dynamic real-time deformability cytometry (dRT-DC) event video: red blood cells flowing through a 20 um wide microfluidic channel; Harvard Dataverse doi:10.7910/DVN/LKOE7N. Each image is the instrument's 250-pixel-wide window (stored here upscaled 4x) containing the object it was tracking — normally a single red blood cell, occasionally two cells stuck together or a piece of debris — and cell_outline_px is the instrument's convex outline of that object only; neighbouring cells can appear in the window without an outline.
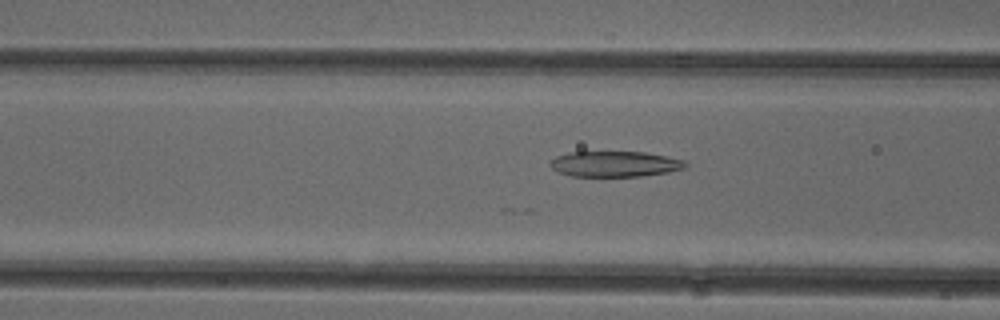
{"species": "common noctule bat (a hibernating species)", "species_latin": "Nyctalus noctula", "temperature_condition": "cold", "stored_images_in_passage": 46, "camera_frame_rate_fps": 3000, "um_per_image_px": 0.085, "animal": {"sex": "female"}, "frame": {"image": 1, "passage_image": 14, "time_ms": 4.333, "image_size_px": [1000, 320], "cell_outline_px": [[688, 164], [684, 168], [668, 172], [640, 176], [572, 176], [560, 172], [552, 168], [548, 164], [548, 160], [556, 156], [568, 152], [644, 152], [684, 160]], "centroid_in_image_um": [52.22, 13.93], "position_along_channel_um": 114.4, "area_um2": 20.11}}
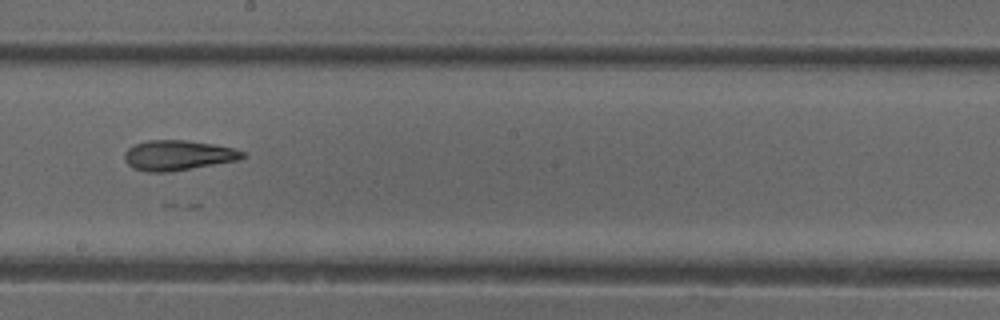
{"frame": {"image": 2, "passage_image": 23, "time_ms": 7.333, "image_size_px": [1000, 320], "cell_outline_px": [[248, 156], [240, 160], [168, 172], [148, 172], [136, 168], [128, 164], [124, 160], [124, 152], [128, 148], [136, 144], [148, 140], [184, 140], [212, 144], [232, 148], [244, 152]], "centroid_in_image_um": [15.15, 13.2], "position_along_channel_um": 233.1, "area_um2": 20.58}}
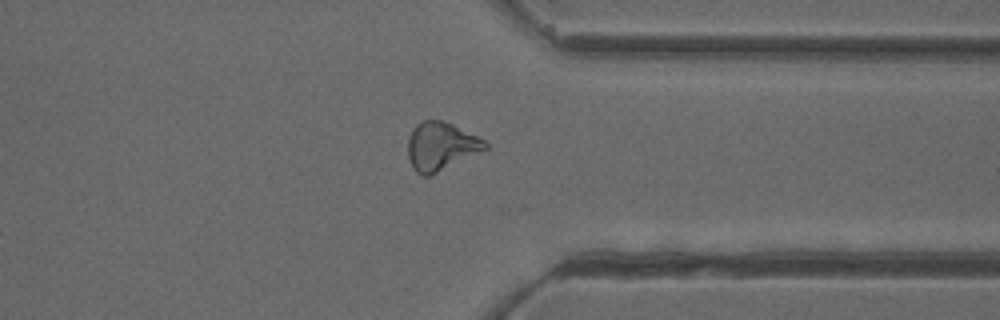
{"frame": {"image": 3, "passage_image": 34, "time_ms": 11.0, "image_size_px": [1000, 320], "cell_outline_px": [[488, 148], [428, 176], [424, 176], [416, 172], [412, 168], [408, 160], [408, 136], [412, 128], [416, 124], [424, 120], [440, 120], [452, 124], [484, 140], [488, 144]], "centroid_in_image_um": [37.42, 12.42], "position_along_channel_um": 374.0, "area_um2": 21.44}, "authors_computed_cell_mechanics": {"area_um2": 21.4149, "velocity_mm_per_s": 3.9425, "shape_relaxation_time_tau1_ms": null, "shape_relaxation_time_tau2_ms": 4.6054, "deformation_change_tau1": null, "deformation_change_tau2": 0.1489}}